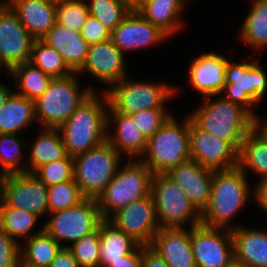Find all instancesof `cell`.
<instances>
[{"label": "cell", "mask_w": 267, "mask_h": 267, "mask_svg": "<svg viewBox=\"0 0 267 267\" xmlns=\"http://www.w3.org/2000/svg\"><path fill=\"white\" fill-rule=\"evenodd\" d=\"M94 91L57 129L70 157L88 152L107 140L109 101Z\"/></svg>", "instance_id": "6da1fadb"}, {"label": "cell", "mask_w": 267, "mask_h": 267, "mask_svg": "<svg viewBox=\"0 0 267 267\" xmlns=\"http://www.w3.org/2000/svg\"><path fill=\"white\" fill-rule=\"evenodd\" d=\"M248 182L247 175L238 167L213 171L211 197L208 206L201 213V224L228 230L238 228L239 224L229 223L253 194Z\"/></svg>", "instance_id": "7a4b0ae2"}, {"label": "cell", "mask_w": 267, "mask_h": 267, "mask_svg": "<svg viewBox=\"0 0 267 267\" xmlns=\"http://www.w3.org/2000/svg\"><path fill=\"white\" fill-rule=\"evenodd\" d=\"M215 96L205 97V103L188 116L203 131L230 142L238 151L257 121L240 105Z\"/></svg>", "instance_id": "3957f363"}, {"label": "cell", "mask_w": 267, "mask_h": 267, "mask_svg": "<svg viewBox=\"0 0 267 267\" xmlns=\"http://www.w3.org/2000/svg\"><path fill=\"white\" fill-rule=\"evenodd\" d=\"M178 123L173 115L147 140L140 161L153 174H166L173 167L190 159L189 116Z\"/></svg>", "instance_id": "277c9868"}, {"label": "cell", "mask_w": 267, "mask_h": 267, "mask_svg": "<svg viewBox=\"0 0 267 267\" xmlns=\"http://www.w3.org/2000/svg\"><path fill=\"white\" fill-rule=\"evenodd\" d=\"M153 173L140 160H128L97 198L102 219L151 194Z\"/></svg>", "instance_id": "5b68a950"}, {"label": "cell", "mask_w": 267, "mask_h": 267, "mask_svg": "<svg viewBox=\"0 0 267 267\" xmlns=\"http://www.w3.org/2000/svg\"><path fill=\"white\" fill-rule=\"evenodd\" d=\"M78 73L63 78H53L48 89L35 100V115L40 128L61 126L94 91L79 87Z\"/></svg>", "instance_id": "8992f818"}, {"label": "cell", "mask_w": 267, "mask_h": 267, "mask_svg": "<svg viewBox=\"0 0 267 267\" xmlns=\"http://www.w3.org/2000/svg\"><path fill=\"white\" fill-rule=\"evenodd\" d=\"M122 155L106 140L73 157L74 181L85 198L97 199L117 174Z\"/></svg>", "instance_id": "52a82bcc"}, {"label": "cell", "mask_w": 267, "mask_h": 267, "mask_svg": "<svg viewBox=\"0 0 267 267\" xmlns=\"http://www.w3.org/2000/svg\"><path fill=\"white\" fill-rule=\"evenodd\" d=\"M151 195L160 229H185L190 221V228L201 224V213L167 174H153Z\"/></svg>", "instance_id": "ba28073f"}, {"label": "cell", "mask_w": 267, "mask_h": 267, "mask_svg": "<svg viewBox=\"0 0 267 267\" xmlns=\"http://www.w3.org/2000/svg\"><path fill=\"white\" fill-rule=\"evenodd\" d=\"M176 89L165 83L131 81L126 77L104 91L116 112L130 115L145 109H166L164 105L176 95Z\"/></svg>", "instance_id": "9c48e42d"}, {"label": "cell", "mask_w": 267, "mask_h": 267, "mask_svg": "<svg viewBox=\"0 0 267 267\" xmlns=\"http://www.w3.org/2000/svg\"><path fill=\"white\" fill-rule=\"evenodd\" d=\"M258 61L232 63L227 61L222 97L243 107L257 122L260 117L253 107L264 97L267 91V75ZM263 68V69H262Z\"/></svg>", "instance_id": "30bf717a"}, {"label": "cell", "mask_w": 267, "mask_h": 267, "mask_svg": "<svg viewBox=\"0 0 267 267\" xmlns=\"http://www.w3.org/2000/svg\"><path fill=\"white\" fill-rule=\"evenodd\" d=\"M45 222L44 231L52 236L62 247L64 241L74 243L83 236L95 231L103 220L97 199L85 198L76 206L51 213Z\"/></svg>", "instance_id": "8fae6325"}, {"label": "cell", "mask_w": 267, "mask_h": 267, "mask_svg": "<svg viewBox=\"0 0 267 267\" xmlns=\"http://www.w3.org/2000/svg\"><path fill=\"white\" fill-rule=\"evenodd\" d=\"M47 196L48 187L33 173L3 175L0 199L9 207L49 215Z\"/></svg>", "instance_id": "7c38bea8"}, {"label": "cell", "mask_w": 267, "mask_h": 267, "mask_svg": "<svg viewBox=\"0 0 267 267\" xmlns=\"http://www.w3.org/2000/svg\"><path fill=\"white\" fill-rule=\"evenodd\" d=\"M191 248L197 267H228L234 260L231 230L191 227Z\"/></svg>", "instance_id": "4fadbf2b"}, {"label": "cell", "mask_w": 267, "mask_h": 267, "mask_svg": "<svg viewBox=\"0 0 267 267\" xmlns=\"http://www.w3.org/2000/svg\"><path fill=\"white\" fill-rule=\"evenodd\" d=\"M35 40L11 7L0 4V69L4 66L9 72L14 66L29 62Z\"/></svg>", "instance_id": "5bb4252c"}, {"label": "cell", "mask_w": 267, "mask_h": 267, "mask_svg": "<svg viewBox=\"0 0 267 267\" xmlns=\"http://www.w3.org/2000/svg\"><path fill=\"white\" fill-rule=\"evenodd\" d=\"M111 215L107 220L140 246H150L153 237L160 230L151 194Z\"/></svg>", "instance_id": "9a60e30c"}, {"label": "cell", "mask_w": 267, "mask_h": 267, "mask_svg": "<svg viewBox=\"0 0 267 267\" xmlns=\"http://www.w3.org/2000/svg\"><path fill=\"white\" fill-rule=\"evenodd\" d=\"M190 159L212 171L238 166L239 151L230 143L198 128L189 117Z\"/></svg>", "instance_id": "2e32d148"}, {"label": "cell", "mask_w": 267, "mask_h": 267, "mask_svg": "<svg viewBox=\"0 0 267 267\" xmlns=\"http://www.w3.org/2000/svg\"><path fill=\"white\" fill-rule=\"evenodd\" d=\"M168 38L166 33L146 20L136 9H132L110 34L111 41L123 54L161 44Z\"/></svg>", "instance_id": "e0dca14e"}, {"label": "cell", "mask_w": 267, "mask_h": 267, "mask_svg": "<svg viewBox=\"0 0 267 267\" xmlns=\"http://www.w3.org/2000/svg\"><path fill=\"white\" fill-rule=\"evenodd\" d=\"M126 65L124 54L108 39L89 45L86 62L78 73L86 71L96 78L95 80L111 87L126 78Z\"/></svg>", "instance_id": "ac0fdd59"}, {"label": "cell", "mask_w": 267, "mask_h": 267, "mask_svg": "<svg viewBox=\"0 0 267 267\" xmlns=\"http://www.w3.org/2000/svg\"><path fill=\"white\" fill-rule=\"evenodd\" d=\"M186 194L195 208L202 213L211 197L213 171L201 166L195 160H187L167 173Z\"/></svg>", "instance_id": "d6986e66"}, {"label": "cell", "mask_w": 267, "mask_h": 267, "mask_svg": "<svg viewBox=\"0 0 267 267\" xmlns=\"http://www.w3.org/2000/svg\"><path fill=\"white\" fill-rule=\"evenodd\" d=\"M228 59L215 52L195 58L189 67V83L193 90L204 97L221 95L226 84L225 73Z\"/></svg>", "instance_id": "ffe728a7"}, {"label": "cell", "mask_w": 267, "mask_h": 267, "mask_svg": "<svg viewBox=\"0 0 267 267\" xmlns=\"http://www.w3.org/2000/svg\"><path fill=\"white\" fill-rule=\"evenodd\" d=\"M115 125L111 134L109 129ZM107 141L121 155H129V160H140L147 148V139L136 126L130 115L116 112L110 105L107 112ZM139 158V159H138Z\"/></svg>", "instance_id": "44dd1931"}, {"label": "cell", "mask_w": 267, "mask_h": 267, "mask_svg": "<svg viewBox=\"0 0 267 267\" xmlns=\"http://www.w3.org/2000/svg\"><path fill=\"white\" fill-rule=\"evenodd\" d=\"M169 267H197L191 248V228L160 229L149 246Z\"/></svg>", "instance_id": "7402d4cb"}, {"label": "cell", "mask_w": 267, "mask_h": 267, "mask_svg": "<svg viewBox=\"0 0 267 267\" xmlns=\"http://www.w3.org/2000/svg\"><path fill=\"white\" fill-rule=\"evenodd\" d=\"M6 3L36 40H41L56 24L54 0H6Z\"/></svg>", "instance_id": "603a6c76"}, {"label": "cell", "mask_w": 267, "mask_h": 267, "mask_svg": "<svg viewBox=\"0 0 267 267\" xmlns=\"http://www.w3.org/2000/svg\"><path fill=\"white\" fill-rule=\"evenodd\" d=\"M41 40L57 50L74 73H78L84 66L89 44L81 32L56 23Z\"/></svg>", "instance_id": "cb8c5ba5"}, {"label": "cell", "mask_w": 267, "mask_h": 267, "mask_svg": "<svg viewBox=\"0 0 267 267\" xmlns=\"http://www.w3.org/2000/svg\"><path fill=\"white\" fill-rule=\"evenodd\" d=\"M231 233L234 260L252 267H267V232L240 225Z\"/></svg>", "instance_id": "d4e9b609"}, {"label": "cell", "mask_w": 267, "mask_h": 267, "mask_svg": "<svg viewBox=\"0 0 267 267\" xmlns=\"http://www.w3.org/2000/svg\"><path fill=\"white\" fill-rule=\"evenodd\" d=\"M245 175L247 170L267 179V132L256 124L243 140L238 154V166Z\"/></svg>", "instance_id": "484cf974"}, {"label": "cell", "mask_w": 267, "mask_h": 267, "mask_svg": "<svg viewBox=\"0 0 267 267\" xmlns=\"http://www.w3.org/2000/svg\"><path fill=\"white\" fill-rule=\"evenodd\" d=\"M187 0H147L136 10L169 37L181 31L180 15Z\"/></svg>", "instance_id": "4316f807"}, {"label": "cell", "mask_w": 267, "mask_h": 267, "mask_svg": "<svg viewBox=\"0 0 267 267\" xmlns=\"http://www.w3.org/2000/svg\"><path fill=\"white\" fill-rule=\"evenodd\" d=\"M99 234V267H108L110 263L119 262L122 256L132 254L140 246L107 219L100 222Z\"/></svg>", "instance_id": "83f0119b"}, {"label": "cell", "mask_w": 267, "mask_h": 267, "mask_svg": "<svg viewBox=\"0 0 267 267\" xmlns=\"http://www.w3.org/2000/svg\"><path fill=\"white\" fill-rule=\"evenodd\" d=\"M27 148L30 149L27 160L28 173H34L44 164L59 161L68 156L57 128H42L39 136Z\"/></svg>", "instance_id": "f1b7e54d"}, {"label": "cell", "mask_w": 267, "mask_h": 267, "mask_svg": "<svg viewBox=\"0 0 267 267\" xmlns=\"http://www.w3.org/2000/svg\"><path fill=\"white\" fill-rule=\"evenodd\" d=\"M35 119V102L12 92L0 108V134L20 135Z\"/></svg>", "instance_id": "f546056e"}, {"label": "cell", "mask_w": 267, "mask_h": 267, "mask_svg": "<svg viewBox=\"0 0 267 267\" xmlns=\"http://www.w3.org/2000/svg\"><path fill=\"white\" fill-rule=\"evenodd\" d=\"M252 1V9L241 26L239 37L249 48L264 50L267 47V0Z\"/></svg>", "instance_id": "4dcf8cb0"}, {"label": "cell", "mask_w": 267, "mask_h": 267, "mask_svg": "<svg viewBox=\"0 0 267 267\" xmlns=\"http://www.w3.org/2000/svg\"><path fill=\"white\" fill-rule=\"evenodd\" d=\"M8 73L15 78L19 90L16 93L32 101L37 100L48 89L53 79L30 62L16 65Z\"/></svg>", "instance_id": "1f68e13d"}, {"label": "cell", "mask_w": 267, "mask_h": 267, "mask_svg": "<svg viewBox=\"0 0 267 267\" xmlns=\"http://www.w3.org/2000/svg\"><path fill=\"white\" fill-rule=\"evenodd\" d=\"M38 218L39 216L27 210L7 206L0 199V228L14 240L17 241L22 237H24L23 240H27L43 232L44 226L34 233L31 232L35 229Z\"/></svg>", "instance_id": "d6a6232c"}, {"label": "cell", "mask_w": 267, "mask_h": 267, "mask_svg": "<svg viewBox=\"0 0 267 267\" xmlns=\"http://www.w3.org/2000/svg\"><path fill=\"white\" fill-rule=\"evenodd\" d=\"M21 245V261L34 267H48L62 246L45 231L25 240Z\"/></svg>", "instance_id": "836d02e7"}, {"label": "cell", "mask_w": 267, "mask_h": 267, "mask_svg": "<svg viewBox=\"0 0 267 267\" xmlns=\"http://www.w3.org/2000/svg\"><path fill=\"white\" fill-rule=\"evenodd\" d=\"M29 62L53 78H63L74 73L62 55L42 40H35Z\"/></svg>", "instance_id": "e575fe53"}, {"label": "cell", "mask_w": 267, "mask_h": 267, "mask_svg": "<svg viewBox=\"0 0 267 267\" xmlns=\"http://www.w3.org/2000/svg\"><path fill=\"white\" fill-rule=\"evenodd\" d=\"M25 142L19 134H0V165L3 174L27 172V161H22Z\"/></svg>", "instance_id": "d590c367"}, {"label": "cell", "mask_w": 267, "mask_h": 267, "mask_svg": "<svg viewBox=\"0 0 267 267\" xmlns=\"http://www.w3.org/2000/svg\"><path fill=\"white\" fill-rule=\"evenodd\" d=\"M87 6L90 16L98 19L110 31L132 10L125 0H90Z\"/></svg>", "instance_id": "8d00e7d4"}, {"label": "cell", "mask_w": 267, "mask_h": 267, "mask_svg": "<svg viewBox=\"0 0 267 267\" xmlns=\"http://www.w3.org/2000/svg\"><path fill=\"white\" fill-rule=\"evenodd\" d=\"M47 198L49 215L72 208L85 199L74 179L48 187Z\"/></svg>", "instance_id": "74e56055"}, {"label": "cell", "mask_w": 267, "mask_h": 267, "mask_svg": "<svg viewBox=\"0 0 267 267\" xmlns=\"http://www.w3.org/2000/svg\"><path fill=\"white\" fill-rule=\"evenodd\" d=\"M89 15L87 2L83 0L56 1V23L66 28L81 32Z\"/></svg>", "instance_id": "f35d334b"}, {"label": "cell", "mask_w": 267, "mask_h": 267, "mask_svg": "<svg viewBox=\"0 0 267 267\" xmlns=\"http://www.w3.org/2000/svg\"><path fill=\"white\" fill-rule=\"evenodd\" d=\"M80 267H99L100 234L98 228L67 247Z\"/></svg>", "instance_id": "ab89813d"}, {"label": "cell", "mask_w": 267, "mask_h": 267, "mask_svg": "<svg viewBox=\"0 0 267 267\" xmlns=\"http://www.w3.org/2000/svg\"><path fill=\"white\" fill-rule=\"evenodd\" d=\"M35 174L47 187L74 179V161L69 155L39 167Z\"/></svg>", "instance_id": "60d3db41"}, {"label": "cell", "mask_w": 267, "mask_h": 267, "mask_svg": "<svg viewBox=\"0 0 267 267\" xmlns=\"http://www.w3.org/2000/svg\"><path fill=\"white\" fill-rule=\"evenodd\" d=\"M171 115L165 109H145L130 114L147 140L162 127Z\"/></svg>", "instance_id": "b9f144b4"}, {"label": "cell", "mask_w": 267, "mask_h": 267, "mask_svg": "<svg viewBox=\"0 0 267 267\" xmlns=\"http://www.w3.org/2000/svg\"><path fill=\"white\" fill-rule=\"evenodd\" d=\"M21 244L0 228V267H19Z\"/></svg>", "instance_id": "7bdbcfd3"}, {"label": "cell", "mask_w": 267, "mask_h": 267, "mask_svg": "<svg viewBox=\"0 0 267 267\" xmlns=\"http://www.w3.org/2000/svg\"><path fill=\"white\" fill-rule=\"evenodd\" d=\"M110 34L111 31L107 27L90 15L81 31V36L89 45L110 39Z\"/></svg>", "instance_id": "ee69618b"}, {"label": "cell", "mask_w": 267, "mask_h": 267, "mask_svg": "<svg viewBox=\"0 0 267 267\" xmlns=\"http://www.w3.org/2000/svg\"><path fill=\"white\" fill-rule=\"evenodd\" d=\"M142 267H169L164 259L149 246H142Z\"/></svg>", "instance_id": "f6af8a7d"}, {"label": "cell", "mask_w": 267, "mask_h": 267, "mask_svg": "<svg viewBox=\"0 0 267 267\" xmlns=\"http://www.w3.org/2000/svg\"><path fill=\"white\" fill-rule=\"evenodd\" d=\"M48 267H80L72 252L67 247H62L55 259Z\"/></svg>", "instance_id": "bcb514c9"}, {"label": "cell", "mask_w": 267, "mask_h": 267, "mask_svg": "<svg viewBox=\"0 0 267 267\" xmlns=\"http://www.w3.org/2000/svg\"><path fill=\"white\" fill-rule=\"evenodd\" d=\"M108 267H142V246H139L132 254L122 256L117 263H110Z\"/></svg>", "instance_id": "7dc6e473"}, {"label": "cell", "mask_w": 267, "mask_h": 267, "mask_svg": "<svg viewBox=\"0 0 267 267\" xmlns=\"http://www.w3.org/2000/svg\"><path fill=\"white\" fill-rule=\"evenodd\" d=\"M252 190L254 195L253 198L257 201L256 203L265 213H267V179L259 180Z\"/></svg>", "instance_id": "c3c4849f"}, {"label": "cell", "mask_w": 267, "mask_h": 267, "mask_svg": "<svg viewBox=\"0 0 267 267\" xmlns=\"http://www.w3.org/2000/svg\"><path fill=\"white\" fill-rule=\"evenodd\" d=\"M12 92L13 91H11L7 85L5 86V84L3 85L0 82V108L4 105L6 99Z\"/></svg>", "instance_id": "681fc988"}, {"label": "cell", "mask_w": 267, "mask_h": 267, "mask_svg": "<svg viewBox=\"0 0 267 267\" xmlns=\"http://www.w3.org/2000/svg\"><path fill=\"white\" fill-rule=\"evenodd\" d=\"M145 1H147V0H125V2L127 3V5H128L131 9H137V8L140 7Z\"/></svg>", "instance_id": "f907efd6"}, {"label": "cell", "mask_w": 267, "mask_h": 267, "mask_svg": "<svg viewBox=\"0 0 267 267\" xmlns=\"http://www.w3.org/2000/svg\"><path fill=\"white\" fill-rule=\"evenodd\" d=\"M228 267H252V266L233 260L232 263Z\"/></svg>", "instance_id": "816d5d0a"}, {"label": "cell", "mask_w": 267, "mask_h": 267, "mask_svg": "<svg viewBox=\"0 0 267 267\" xmlns=\"http://www.w3.org/2000/svg\"><path fill=\"white\" fill-rule=\"evenodd\" d=\"M261 119L257 122V124L265 131L267 132V120L264 121V123H261Z\"/></svg>", "instance_id": "f5cc1de1"}, {"label": "cell", "mask_w": 267, "mask_h": 267, "mask_svg": "<svg viewBox=\"0 0 267 267\" xmlns=\"http://www.w3.org/2000/svg\"><path fill=\"white\" fill-rule=\"evenodd\" d=\"M19 267H34V266L24 264V263L21 261Z\"/></svg>", "instance_id": "db71d44e"}, {"label": "cell", "mask_w": 267, "mask_h": 267, "mask_svg": "<svg viewBox=\"0 0 267 267\" xmlns=\"http://www.w3.org/2000/svg\"><path fill=\"white\" fill-rule=\"evenodd\" d=\"M3 175H4V174L1 172V173H0V190H1V184H2Z\"/></svg>", "instance_id": "11a10c76"}, {"label": "cell", "mask_w": 267, "mask_h": 267, "mask_svg": "<svg viewBox=\"0 0 267 267\" xmlns=\"http://www.w3.org/2000/svg\"><path fill=\"white\" fill-rule=\"evenodd\" d=\"M2 3L5 4L6 3V0L5 1L4 0H0V4H2Z\"/></svg>", "instance_id": "9f6ffc18"}]
</instances>
